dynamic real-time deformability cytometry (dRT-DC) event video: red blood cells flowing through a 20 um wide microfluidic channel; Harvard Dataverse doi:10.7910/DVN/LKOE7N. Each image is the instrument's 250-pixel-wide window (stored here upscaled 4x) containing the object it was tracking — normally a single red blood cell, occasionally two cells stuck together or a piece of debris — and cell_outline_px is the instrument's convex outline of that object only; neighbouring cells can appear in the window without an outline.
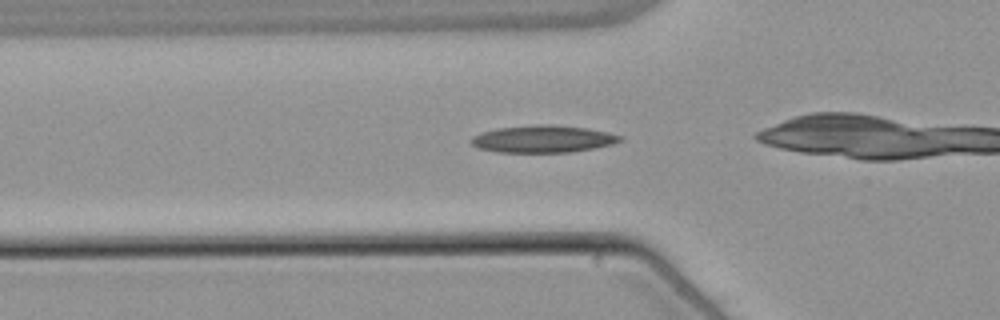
{"species": "common noctule bat (a hibernating species)", "species_latin": "Nyctalus noctula", "temperature_condition": "warm", "stored_images_in_passage": 34, "camera_frame_rate_fps": 3000, "um_per_image_px": 0.085, "animal": {"sex": "male", "body_mass_g": 21.5, "forearm_length_mm": 52.0}, "frame": {"image": 1, "passage_image": 10, "time_ms": 3.0, "image_size_px": [1000, 320], "cell_outline_px": [[624, 140], [612, 144], [596, 148], [572, 152], [496, 152], [476, 148], [468, 140], [472, 136], [496, 128], [536, 124], [552, 124], [588, 128], [608, 132], [624, 136]], "centroid_in_image_um": [46.17, 11.81], "position_along_channel_um": 79.6, "area_um2": 23.99}}
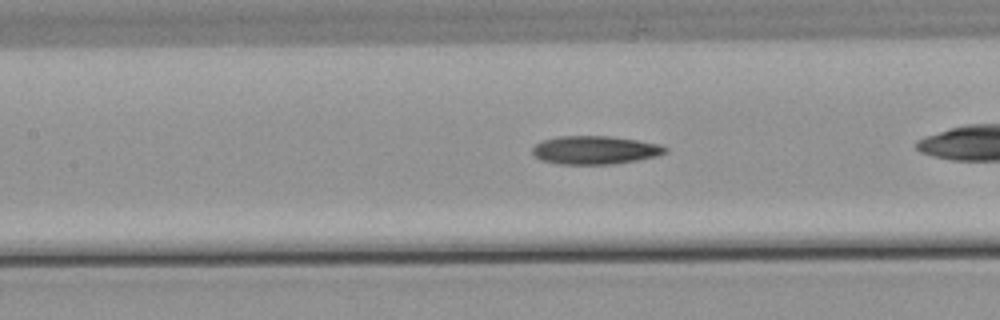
{"frame": {"image": 2, "passage_image": 16, "time_ms": 5.0, "image_size_px": [1000, 320], "cell_outline_px": [[668, 152], [656, 156], [616, 164], [556, 164], [540, 160], [532, 152], [532, 148], [536, 144], [544, 140], [560, 136], [608, 136], [636, 140], [660, 144], [668, 148]], "centroid_in_image_um": [50.58, 12.76], "position_along_channel_um": 156.8, "area_um2": 21.91}}
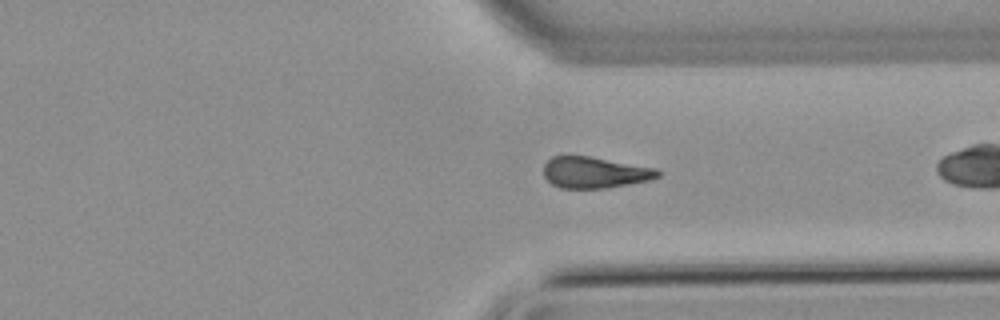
{"frame": {"image": 3, "passage_image": 32, "time_ms": 10.333, "image_size_px": [1000, 320], "cell_outline_px": [[660, 176], [648, 180], [608, 188], [560, 188], [552, 184], [544, 176], [544, 164], [552, 156], [588, 156], [656, 168], [660, 172]], "centroid_in_image_um": [50.53, 14.66], "position_along_channel_um": 360.9, "area_um2": 20.63}}